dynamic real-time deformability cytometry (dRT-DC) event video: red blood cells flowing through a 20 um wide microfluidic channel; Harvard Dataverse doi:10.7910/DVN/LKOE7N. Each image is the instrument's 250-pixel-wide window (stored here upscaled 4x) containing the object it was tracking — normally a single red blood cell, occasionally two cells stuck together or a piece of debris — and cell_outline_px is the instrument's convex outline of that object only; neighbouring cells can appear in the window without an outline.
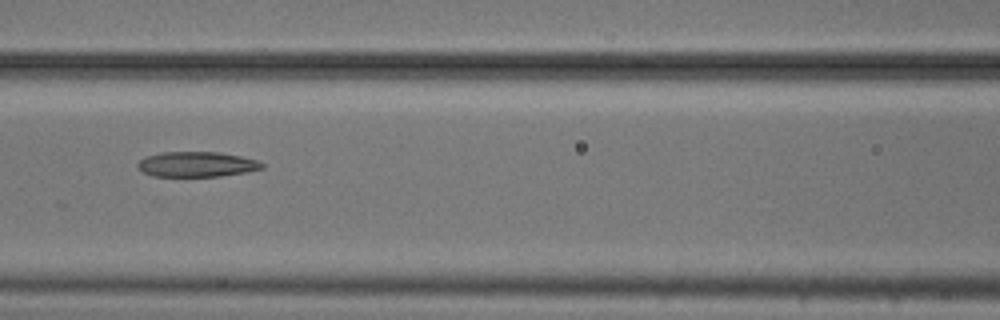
{"species": "common noctule bat (a hibernating species)", "species_latin": "Nyctalus noctula", "temperature_condition": "cold", "stored_images_in_passage": 7, "camera_frame_rate_fps": 3000, "um_per_image_px": 0.085, "animal": {"sex": "male", "body_mass_g": 20.5, "forearm_length_mm": 52.5}, "frame": {"image": 1, "passage_image": 6, "time_ms": 1.667, "image_size_px": [1000, 320], "cell_outline_px": [[264, 168], [248, 172], [220, 176], [152, 176], [136, 168], [136, 164], [144, 156], [160, 152], [220, 152], [240, 156], [256, 160], [264, 164]], "centroid_in_image_um": [16.69, 13.96], "position_along_channel_um": 149.9, "area_um2": 18.38}}
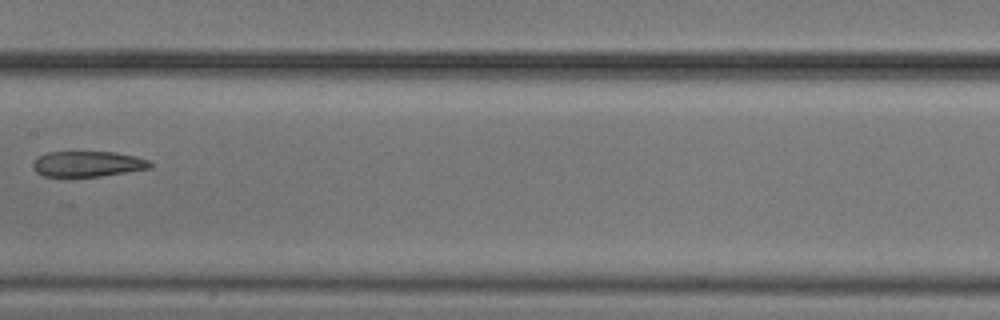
{"frame": {"image": 2, "passage_image": 7, "time_ms": 2.0, "image_size_px": [1000, 320], "cell_outline_px": [[152, 168], [100, 176], [44, 176], [36, 172], [32, 168], [32, 164], [40, 156], [48, 152], [116, 152], [136, 156], [148, 160], [152, 164]], "centroid_in_image_um": [7.48, 13.93], "position_along_channel_um": 199.9, "area_um2": 17.34}}